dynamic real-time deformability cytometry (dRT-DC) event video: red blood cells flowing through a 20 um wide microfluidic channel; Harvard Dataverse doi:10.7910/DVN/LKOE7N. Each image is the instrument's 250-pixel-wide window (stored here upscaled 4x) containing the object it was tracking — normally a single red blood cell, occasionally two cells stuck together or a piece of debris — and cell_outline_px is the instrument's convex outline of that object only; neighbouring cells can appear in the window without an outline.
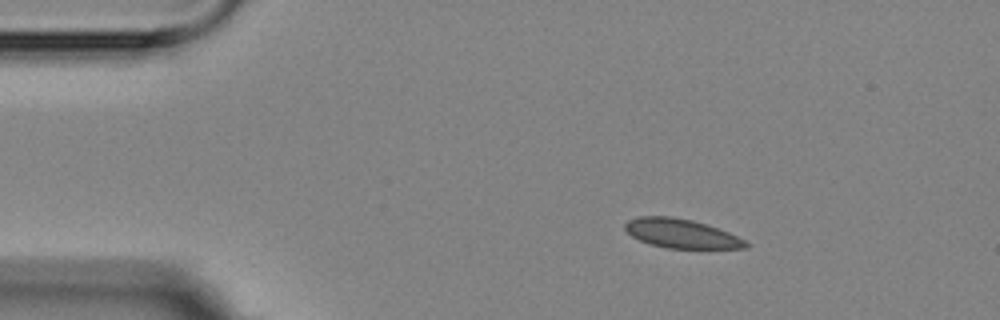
{"species": "Egyptian fruit bat (a non-hibernating species)", "species_latin": "Rousettus aegyptiacus", "temperature_condition": "room temperature", "stored_images_in_passage": 2, "camera_frame_rate_fps": 3000, "um_per_image_px": 0.085, "animal": {"sex": "female"}, "frame": {"image": 1, "passage_image": 1, "time_ms": 0.0, "image_size_px": [1000, 320], "cell_outline_px": [[752, 244], [748, 248], [668, 248], [648, 244], [632, 236], [624, 228], [624, 224], [628, 220], [640, 216], [672, 216], [692, 220], [728, 232]], "centroid_in_image_um": [57.89, 19.85], "position_along_channel_um": 27.1, "area_um2": 20.35}}